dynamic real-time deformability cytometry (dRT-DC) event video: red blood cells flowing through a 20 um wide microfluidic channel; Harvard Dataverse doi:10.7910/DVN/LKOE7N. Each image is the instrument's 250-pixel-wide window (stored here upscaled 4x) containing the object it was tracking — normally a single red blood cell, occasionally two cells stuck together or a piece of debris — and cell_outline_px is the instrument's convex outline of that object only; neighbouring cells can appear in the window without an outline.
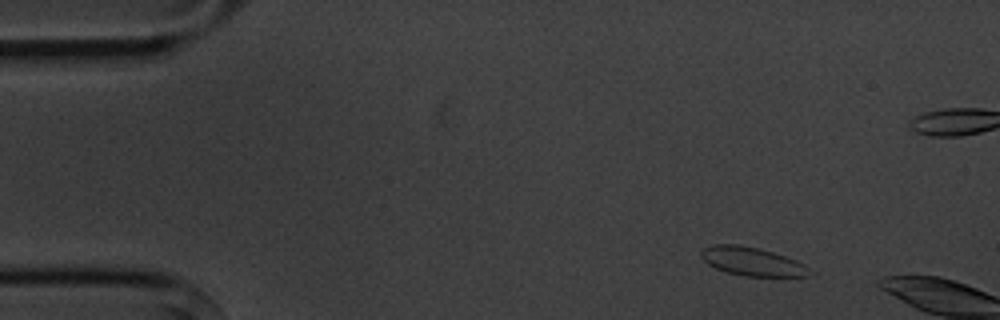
{"species": "common noctule bat (a hibernating species)", "species_latin": "Nyctalus noctula", "temperature_condition": "cold", "stored_images_in_passage": 5, "camera_frame_rate_fps": 3000, "um_per_image_px": 0.085, "animal": {"sex": "male", "body_mass_g": 20.1, "forearm_length_mm": 53.5}, "frame": {"image": 1, "passage_image": 5, "time_ms": 5.667, "image_size_px": [1000, 320], "cell_outline_px": [[816, 272], [808, 276], [744, 276], [728, 272], [716, 268], [708, 264], [700, 256], [700, 252], [704, 248], [712, 244], [740, 244], [772, 252], [796, 260], [804, 264]], "centroid_in_image_um": [63.95, 22.23], "position_along_channel_um": 21.0, "area_um2": 18.03}}